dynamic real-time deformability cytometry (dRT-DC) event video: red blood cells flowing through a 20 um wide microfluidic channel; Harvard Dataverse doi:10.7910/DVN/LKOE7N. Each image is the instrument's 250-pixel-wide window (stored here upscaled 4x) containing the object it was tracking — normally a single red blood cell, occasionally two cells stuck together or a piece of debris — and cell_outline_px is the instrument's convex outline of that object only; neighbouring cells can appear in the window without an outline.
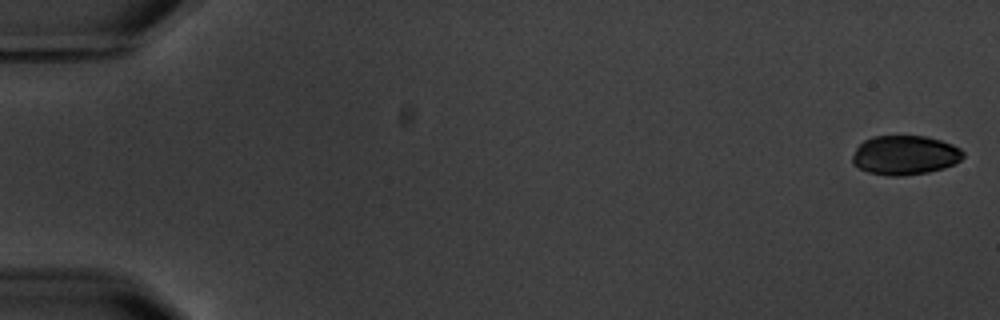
{"species": "common noctule bat (a hibernating species)", "species_latin": "Nyctalus noctula", "temperature_condition": "warm", "stored_images_in_passage": 7, "camera_frame_rate_fps": 3000, "um_per_image_px": 0.085, "animal": {"sex": "male", "body_mass_g": 20.1, "forearm_length_mm": 53.5}, "frame": {"image": 1, "passage_image": 1, "time_ms": 0.0, "image_size_px": [1000, 320], "cell_outline_px": [[964, 156], [956, 164], [944, 168], [928, 172], [904, 176], [888, 176], [868, 172], [852, 164], [852, 156], [856, 148], [864, 140], [872, 136], [924, 136], [940, 140], [952, 144], [960, 148], [964, 152]], "centroid_in_image_um": [76.92, 13.19], "position_along_channel_um": 8.1, "area_um2": 25.55}}
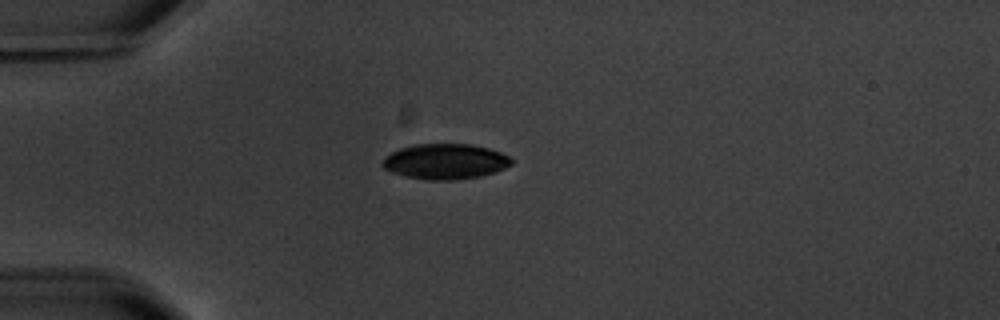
{"frame": {"image": 2, "passage_image": 5, "time_ms": 5.0, "image_size_px": [1000, 320], "cell_outline_px": [[512, 164], [504, 168], [480, 176], [452, 180], [428, 180], [408, 176], [392, 172], [384, 168], [380, 164], [392, 152], [400, 148], [416, 144], [472, 144], [488, 148], [500, 152], [508, 156], [512, 160]], "centroid_in_image_um": [37.85, 13.72], "position_along_channel_um": 47.1, "area_um2": 26.24}}
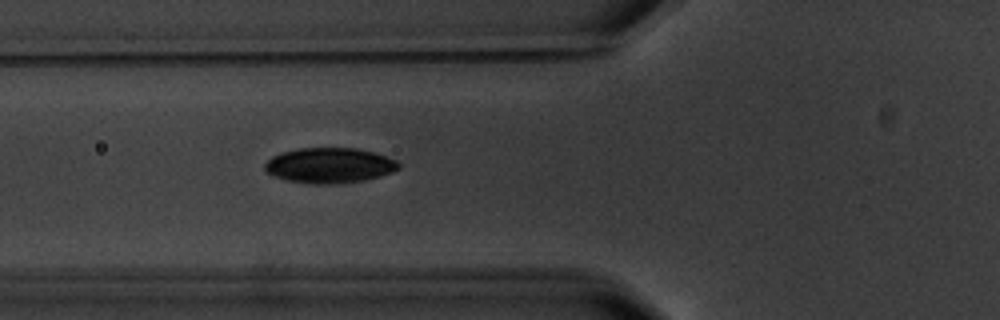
{"frame": {"image": 3, "passage_image": 7, "time_ms": 7.0, "image_size_px": [1000, 320], "cell_outline_px": [[400, 168], [392, 172], [380, 176], [364, 180], [336, 184], [312, 184], [288, 180], [272, 176], [264, 172], [264, 164], [272, 156], [284, 152], [300, 148], [356, 148], [372, 152], [396, 160], [400, 164]], "centroid_in_image_um": [27.98, 14.07], "position_along_channel_um": 97.8, "area_um2": 27.51}}